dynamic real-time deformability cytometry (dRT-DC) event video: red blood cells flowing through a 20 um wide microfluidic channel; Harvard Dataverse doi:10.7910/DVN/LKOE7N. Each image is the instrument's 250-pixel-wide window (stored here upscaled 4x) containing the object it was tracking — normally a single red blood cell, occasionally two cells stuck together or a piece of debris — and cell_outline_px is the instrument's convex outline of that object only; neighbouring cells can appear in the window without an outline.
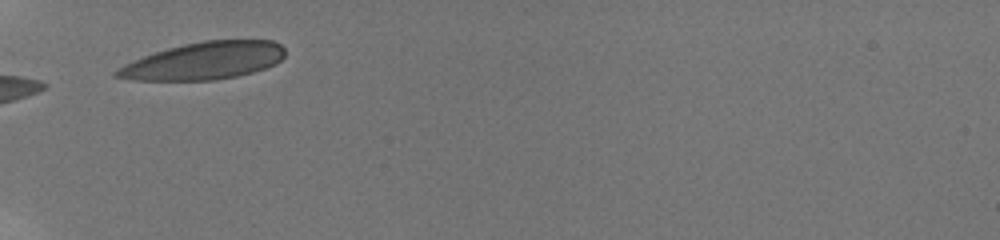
{"species": "human", "species_latin": "Homo sapiens", "temperature_condition": "room temperature", "stored_images_in_passage": 6, "camera_frame_rate_fps": 3000, "um_per_image_px": 0.085, "donor": {"sex": "male"}, "frame": {"image": 1, "passage_image": 1, "time_ms": 0.0, "image_size_px": [1000, 240], "cell_outline_px": [[284, 56], [280, 60], [264, 68], [252, 72], [236, 76], [216, 80], [132, 80], [112, 76], [112, 72], [124, 64], [144, 56], [168, 48], [184, 44], [204, 40], [272, 40], [280, 44], [284, 48]], "centroid_in_image_um": [17.31, 5.17], "position_along_channel_um": 67.7, "area_um2": 36.41}}